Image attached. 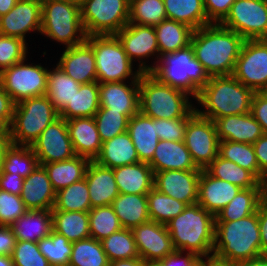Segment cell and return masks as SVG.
Instances as JSON below:
<instances>
[{
  "mask_svg": "<svg viewBox=\"0 0 267 266\" xmlns=\"http://www.w3.org/2000/svg\"><path fill=\"white\" fill-rule=\"evenodd\" d=\"M91 208L88 185L83 178L56 192L52 210L89 212Z\"/></svg>",
  "mask_w": 267,
  "mask_h": 266,
  "instance_id": "obj_41",
  "label": "cell"
},
{
  "mask_svg": "<svg viewBox=\"0 0 267 266\" xmlns=\"http://www.w3.org/2000/svg\"><path fill=\"white\" fill-rule=\"evenodd\" d=\"M150 73L161 83L185 91L195 99L210 78L195 58L191 45L162 55L153 63Z\"/></svg>",
  "mask_w": 267,
  "mask_h": 266,
  "instance_id": "obj_6",
  "label": "cell"
},
{
  "mask_svg": "<svg viewBox=\"0 0 267 266\" xmlns=\"http://www.w3.org/2000/svg\"><path fill=\"white\" fill-rule=\"evenodd\" d=\"M20 196L28 210L53 209L56 191L43 166L38 165L27 178H24Z\"/></svg>",
  "mask_w": 267,
  "mask_h": 266,
  "instance_id": "obj_23",
  "label": "cell"
},
{
  "mask_svg": "<svg viewBox=\"0 0 267 266\" xmlns=\"http://www.w3.org/2000/svg\"><path fill=\"white\" fill-rule=\"evenodd\" d=\"M220 24L245 40L261 39L267 31V1L236 0Z\"/></svg>",
  "mask_w": 267,
  "mask_h": 266,
  "instance_id": "obj_12",
  "label": "cell"
},
{
  "mask_svg": "<svg viewBox=\"0 0 267 266\" xmlns=\"http://www.w3.org/2000/svg\"><path fill=\"white\" fill-rule=\"evenodd\" d=\"M241 189L237 185L211 176L204 169L199 178L197 203L216 216Z\"/></svg>",
  "mask_w": 267,
  "mask_h": 266,
  "instance_id": "obj_22",
  "label": "cell"
},
{
  "mask_svg": "<svg viewBox=\"0 0 267 266\" xmlns=\"http://www.w3.org/2000/svg\"><path fill=\"white\" fill-rule=\"evenodd\" d=\"M88 213L90 237L96 240L101 241L122 228L111 205L93 207Z\"/></svg>",
  "mask_w": 267,
  "mask_h": 266,
  "instance_id": "obj_48",
  "label": "cell"
},
{
  "mask_svg": "<svg viewBox=\"0 0 267 266\" xmlns=\"http://www.w3.org/2000/svg\"><path fill=\"white\" fill-rule=\"evenodd\" d=\"M0 136H9V125L0 117Z\"/></svg>",
  "mask_w": 267,
  "mask_h": 266,
  "instance_id": "obj_69",
  "label": "cell"
},
{
  "mask_svg": "<svg viewBox=\"0 0 267 266\" xmlns=\"http://www.w3.org/2000/svg\"><path fill=\"white\" fill-rule=\"evenodd\" d=\"M253 95L254 91L233 75L212 76L196 98L205 110L196 109V112L212 121L224 116L250 113Z\"/></svg>",
  "mask_w": 267,
  "mask_h": 266,
  "instance_id": "obj_4",
  "label": "cell"
},
{
  "mask_svg": "<svg viewBox=\"0 0 267 266\" xmlns=\"http://www.w3.org/2000/svg\"><path fill=\"white\" fill-rule=\"evenodd\" d=\"M143 266H164L161 260H143Z\"/></svg>",
  "mask_w": 267,
  "mask_h": 266,
  "instance_id": "obj_70",
  "label": "cell"
},
{
  "mask_svg": "<svg viewBox=\"0 0 267 266\" xmlns=\"http://www.w3.org/2000/svg\"><path fill=\"white\" fill-rule=\"evenodd\" d=\"M109 266H143V259L141 257L132 259H121L109 262Z\"/></svg>",
  "mask_w": 267,
  "mask_h": 266,
  "instance_id": "obj_63",
  "label": "cell"
},
{
  "mask_svg": "<svg viewBox=\"0 0 267 266\" xmlns=\"http://www.w3.org/2000/svg\"><path fill=\"white\" fill-rule=\"evenodd\" d=\"M265 195L267 197V181H266V184H265Z\"/></svg>",
  "mask_w": 267,
  "mask_h": 266,
  "instance_id": "obj_74",
  "label": "cell"
},
{
  "mask_svg": "<svg viewBox=\"0 0 267 266\" xmlns=\"http://www.w3.org/2000/svg\"><path fill=\"white\" fill-rule=\"evenodd\" d=\"M38 165L37 157L30 146L11 144L5 152L2 170L27 178Z\"/></svg>",
  "mask_w": 267,
  "mask_h": 266,
  "instance_id": "obj_45",
  "label": "cell"
},
{
  "mask_svg": "<svg viewBox=\"0 0 267 266\" xmlns=\"http://www.w3.org/2000/svg\"><path fill=\"white\" fill-rule=\"evenodd\" d=\"M206 266H233L224 261L217 260L215 257H206Z\"/></svg>",
  "mask_w": 267,
  "mask_h": 266,
  "instance_id": "obj_67",
  "label": "cell"
},
{
  "mask_svg": "<svg viewBox=\"0 0 267 266\" xmlns=\"http://www.w3.org/2000/svg\"><path fill=\"white\" fill-rule=\"evenodd\" d=\"M94 161L111 169L140 162L128 132L103 142L100 154Z\"/></svg>",
  "mask_w": 267,
  "mask_h": 266,
  "instance_id": "obj_30",
  "label": "cell"
},
{
  "mask_svg": "<svg viewBox=\"0 0 267 266\" xmlns=\"http://www.w3.org/2000/svg\"><path fill=\"white\" fill-rule=\"evenodd\" d=\"M99 108V83L95 81L81 84L72 101L59 113V117L65 120L94 117Z\"/></svg>",
  "mask_w": 267,
  "mask_h": 266,
  "instance_id": "obj_40",
  "label": "cell"
},
{
  "mask_svg": "<svg viewBox=\"0 0 267 266\" xmlns=\"http://www.w3.org/2000/svg\"><path fill=\"white\" fill-rule=\"evenodd\" d=\"M68 134L78 156L90 160L100 154L102 140L100 138L94 117H80L66 120Z\"/></svg>",
  "mask_w": 267,
  "mask_h": 266,
  "instance_id": "obj_26",
  "label": "cell"
},
{
  "mask_svg": "<svg viewBox=\"0 0 267 266\" xmlns=\"http://www.w3.org/2000/svg\"><path fill=\"white\" fill-rule=\"evenodd\" d=\"M232 75L254 92L267 91V43L245 40Z\"/></svg>",
  "mask_w": 267,
  "mask_h": 266,
  "instance_id": "obj_13",
  "label": "cell"
},
{
  "mask_svg": "<svg viewBox=\"0 0 267 266\" xmlns=\"http://www.w3.org/2000/svg\"><path fill=\"white\" fill-rule=\"evenodd\" d=\"M262 255L258 210L236 221H215L213 257L236 264Z\"/></svg>",
  "mask_w": 267,
  "mask_h": 266,
  "instance_id": "obj_2",
  "label": "cell"
},
{
  "mask_svg": "<svg viewBox=\"0 0 267 266\" xmlns=\"http://www.w3.org/2000/svg\"><path fill=\"white\" fill-rule=\"evenodd\" d=\"M24 178L13 173L0 172V190L21 195Z\"/></svg>",
  "mask_w": 267,
  "mask_h": 266,
  "instance_id": "obj_58",
  "label": "cell"
},
{
  "mask_svg": "<svg viewBox=\"0 0 267 266\" xmlns=\"http://www.w3.org/2000/svg\"><path fill=\"white\" fill-rule=\"evenodd\" d=\"M192 266H206V260L203 257H199Z\"/></svg>",
  "mask_w": 267,
  "mask_h": 266,
  "instance_id": "obj_71",
  "label": "cell"
},
{
  "mask_svg": "<svg viewBox=\"0 0 267 266\" xmlns=\"http://www.w3.org/2000/svg\"><path fill=\"white\" fill-rule=\"evenodd\" d=\"M40 252L51 266H68L72 253V242L52 230L51 234L38 242Z\"/></svg>",
  "mask_w": 267,
  "mask_h": 266,
  "instance_id": "obj_49",
  "label": "cell"
},
{
  "mask_svg": "<svg viewBox=\"0 0 267 266\" xmlns=\"http://www.w3.org/2000/svg\"><path fill=\"white\" fill-rule=\"evenodd\" d=\"M131 230L143 260H161L175 251L166 225L149 220Z\"/></svg>",
  "mask_w": 267,
  "mask_h": 266,
  "instance_id": "obj_19",
  "label": "cell"
},
{
  "mask_svg": "<svg viewBox=\"0 0 267 266\" xmlns=\"http://www.w3.org/2000/svg\"><path fill=\"white\" fill-rule=\"evenodd\" d=\"M68 266H109L102 244L92 237L72 242Z\"/></svg>",
  "mask_w": 267,
  "mask_h": 266,
  "instance_id": "obj_43",
  "label": "cell"
},
{
  "mask_svg": "<svg viewBox=\"0 0 267 266\" xmlns=\"http://www.w3.org/2000/svg\"><path fill=\"white\" fill-rule=\"evenodd\" d=\"M175 250L173 253L168 254L164 259H161L164 266H192L199 258L196 254ZM184 256V257H183Z\"/></svg>",
  "mask_w": 267,
  "mask_h": 266,
  "instance_id": "obj_59",
  "label": "cell"
},
{
  "mask_svg": "<svg viewBox=\"0 0 267 266\" xmlns=\"http://www.w3.org/2000/svg\"><path fill=\"white\" fill-rule=\"evenodd\" d=\"M0 266H15L12 256L0 255Z\"/></svg>",
  "mask_w": 267,
  "mask_h": 266,
  "instance_id": "obj_68",
  "label": "cell"
},
{
  "mask_svg": "<svg viewBox=\"0 0 267 266\" xmlns=\"http://www.w3.org/2000/svg\"><path fill=\"white\" fill-rule=\"evenodd\" d=\"M127 132L137 151L139 161L148 163L160 141L156 130V119L139 111L129 119Z\"/></svg>",
  "mask_w": 267,
  "mask_h": 266,
  "instance_id": "obj_28",
  "label": "cell"
},
{
  "mask_svg": "<svg viewBox=\"0 0 267 266\" xmlns=\"http://www.w3.org/2000/svg\"><path fill=\"white\" fill-rule=\"evenodd\" d=\"M18 0H0V15H6L17 3Z\"/></svg>",
  "mask_w": 267,
  "mask_h": 266,
  "instance_id": "obj_66",
  "label": "cell"
},
{
  "mask_svg": "<svg viewBox=\"0 0 267 266\" xmlns=\"http://www.w3.org/2000/svg\"><path fill=\"white\" fill-rule=\"evenodd\" d=\"M25 61L14 64L0 73V83L15 103L46 93L49 70L39 64H25Z\"/></svg>",
  "mask_w": 267,
  "mask_h": 266,
  "instance_id": "obj_11",
  "label": "cell"
},
{
  "mask_svg": "<svg viewBox=\"0 0 267 266\" xmlns=\"http://www.w3.org/2000/svg\"><path fill=\"white\" fill-rule=\"evenodd\" d=\"M91 160L84 156H74L64 161L43 164L53 189L57 192L74 182L85 178L87 166Z\"/></svg>",
  "mask_w": 267,
  "mask_h": 266,
  "instance_id": "obj_33",
  "label": "cell"
},
{
  "mask_svg": "<svg viewBox=\"0 0 267 266\" xmlns=\"http://www.w3.org/2000/svg\"><path fill=\"white\" fill-rule=\"evenodd\" d=\"M12 259L15 266H51L40 252L38 243L32 241L17 240Z\"/></svg>",
  "mask_w": 267,
  "mask_h": 266,
  "instance_id": "obj_52",
  "label": "cell"
},
{
  "mask_svg": "<svg viewBox=\"0 0 267 266\" xmlns=\"http://www.w3.org/2000/svg\"><path fill=\"white\" fill-rule=\"evenodd\" d=\"M130 118L121 112H115L108 108H99L94 115V119L102 143L127 132Z\"/></svg>",
  "mask_w": 267,
  "mask_h": 266,
  "instance_id": "obj_50",
  "label": "cell"
},
{
  "mask_svg": "<svg viewBox=\"0 0 267 266\" xmlns=\"http://www.w3.org/2000/svg\"><path fill=\"white\" fill-rule=\"evenodd\" d=\"M213 122L219 141L254 144L264 134L251 113L224 116Z\"/></svg>",
  "mask_w": 267,
  "mask_h": 266,
  "instance_id": "obj_24",
  "label": "cell"
},
{
  "mask_svg": "<svg viewBox=\"0 0 267 266\" xmlns=\"http://www.w3.org/2000/svg\"><path fill=\"white\" fill-rule=\"evenodd\" d=\"M184 142L195 165L202 170L218 156L219 138L215 124L197 112L187 122Z\"/></svg>",
  "mask_w": 267,
  "mask_h": 266,
  "instance_id": "obj_14",
  "label": "cell"
},
{
  "mask_svg": "<svg viewBox=\"0 0 267 266\" xmlns=\"http://www.w3.org/2000/svg\"><path fill=\"white\" fill-rule=\"evenodd\" d=\"M185 91L161 83L150 72L139 78V111L153 119L192 117L196 106Z\"/></svg>",
  "mask_w": 267,
  "mask_h": 266,
  "instance_id": "obj_5",
  "label": "cell"
},
{
  "mask_svg": "<svg viewBox=\"0 0 267 266\" xmlns=\"http://www.w3.org/2000/svg\"><path fill=\"white\" fill-rule=\"evenodd\" d=\"M16 241L10 226L0 225V255L12 256Z\"/></svg>",
  "mask_w": 267,
  "mask_h": 266,
  "instance_id": "obj_60",
  "label": "cell"
},
{
  "mask_svg": "<svg viewBox=\"0 0 267 266\" xmlns=\"http://www.w3.org/2000/svg\"><path fill=\"white\" fill-rule=\"evenodd\" d=\"M30 147L41 166L76 156L66 120L61 117L48 125Z\"/></svg>",
  "mask_w": 267,
  "mask_h": 266,
  "instance_id": "obj_15",
  "label": "cell"
},
{
  "mask_svg": "<svg viewBox=\"0 0 267 266\" xmlns=\"http://www.w3.org/2000/svg\"><path fill=\"white\" fill-rule=\"evenodd\" d=\"M68 1L69 3H73L75 5L81 6L85 0H65Z\"/></svg>",
  "mask_w": 267,
  "mask_h": 266,
  "instance_id": "obj_72",
  "label": "cell"
},
{
  "mask_svg": "<svg viewBox=\"0 0 267 266\" xmlns=\"http://www.w3.org/2000/svg\"><path fill=\"white\" fill-rule=\"evenodd\" d=\"M245 39L220 23L193 31L190 45L209 77L232 75Z\"/></svg>",
  "mask_w": 267,
  "mask_h": 266,
  "instance_id": "obj_1",
  "label": "cell"
},
{
  "mask_svg": "<svg viewBox=\"0 0 267 266\" xmlns=\"http://www.w3.org/2000/svg\"><path fill=\"white\" fill-rule=\"evenodd\" d=\"M41 34L67 47L83 43L80 6L65 0H42Z\"/></svg>",
  "mask_w": 267,
  "mask_h": 266,
  "instance_id": "obj_8",
  "label": "cell"
},
{
  "mask_svg": "<svg viewBox=\"0 0 267 266\" xmlns=\"http://www.w3.org/2000/svg\"><path fill=\"white\" fill-rule=\"evenodd\" d=\"M213 177L230 182L242 189L265 188L251 171L244 169L236 163L223 159L219 155L205 168Z\"/></svg>",
  "mask_w": 267,
  "mask_h": 266,
  "instance_id": "obj_35",
  "label": "cell"
},
{
  "mask_svg": "<svg viewBox=\"0 0 267 266\" xmlns=\"http://www.w3.org/2000/svg\"><path fill=\"white\" fill-rule=\"evenodd\" d=\"M167 19L186 24L193 30L211 24L203 0H163Z\"/></svg>",
  "mask_w": 267,
  "mask_h": 266,
  "instance_id": "obj_37",
  "label": "cell"
},
{
  "mask_svg": "<svg viewBox=\"0 0 267 266\" xmlns=\"http://www.w3.org/2000/svg\"><path fill=\"white\" fill-rule=\"evenodd\" d=\"M250 113L261 125L263 133L267 134V91L254 92Z\"/></svg>",
  "mask_w": 267,
  "mask_h": 266,
  "instance_id": "obj_56",
  "label": "cell"
},
{
  "mask_svg": "<svg viewBox=\"0 0 267 266\" xmlns=\"http://www.w3.org/2000/svg\"><path fill=\"white\" fill-rule=\"evenodd\" d=\"M202 170H167L154 173V188L187 206L197 204Z\"/></svg>",
  "mask_w": 267,
  "mask_h": 266,
  "instance_id": "obj_18",
  "label": "cell"
},
{
  "mask_svg": "<svg viewBox=\"0 0 267 266\" xmlns=\"http://www.w3.org/2000/svg\"><path fill=\"white\" fill-rule=\"evenodd\" d=\"M12 144L10 136H0V172L2 171L5 152Z\"/></svg>",
  "mask_w": 267,
  "mask_h": 266,
  "instance_id": "obj_64",
  "label": "cell"
},
{
  "mask_svg": "<svg viewBox=\"0 0 267 266\" xmlns=\"http://www.w3.org/2000/svg\"><path fill=\"white\" fill-rule=\"evenodd\" d=\"M100 242L109 262L140 257L131 229L121 228Z\"/></svg>",
  "mask_w": 267,
  "mask_h": 266,
  "instance_id": "obj_44",
  "label": "cell"
},
{
  "mask_svg": "<svg viewBox=\"0 0 267 266\" xmlns=\"http://www.w3.org/2000/svg\"><path fill=\"white\" fill-rule=\"evenodd\" d=\"M86 41L93 48L98 83L139 80L142 72L133 71V62L116 35H91Z\"/></svg>",
  "mask_w": 267,
  "mask_h": 266,
  "instance_id": "obj_9",
  "label": "cell"
},
{
  "mask_svg": "<svg viewBox=\"0 0 267 266\" xmlns=\"http://www.w3.org/2000/svg\"><path fill=\"white\" fill-rule=\"evenodd\" d=\"M260 40L267 43V31L265 32L264 36Z\"/></svg>",
  "mask_w": 267,
  "mask_h": 266,
  "instance_id": "obj_73",
  "label": "cell"
},
{
  "mask_svg": "<svg viewBox=\"0 0 267 266\" xmlns=\"http://www.w3.org/2000/svg\"><path fill=\"white\" fill-rule=\"evenodd\" d=\"M27 211L20 195L0 190V225L11 226Z\"/></svg>",
  "mask_w": 267,
  "mask_h": 266,
  "instance_id": "obj_53",
  "label": "cell"
},
{
  "mask_svg": "<svg viewBox=\"0 0 267 266\" xmlns=\"http://www.w3.org/2000/svg\"><path fill=\"white\" fill-rule=\"evenodd\" d=\"M258 221L262 255H267V197L261 201L258 207Z\"/></svg>",
  "mask_w": 267,
  "mask_h": 266,
  "instance_id": "obj_62",
  "label": "cell"
},
{
  "mask_svg": "<svg viewBox=\"0 0 267 266\" xmlns=\"http://www.w3.org/2000/svg\"><path fill=\"white\" fill-rule=\"evenodd\" d=\"M166 227L175 250L203 258L213 256L215 216L198 203L187 206Z\"/></svg>",
  "mask_w": 267,
  "mask_h": 266,
  "instance_id": "obj_3",
  "label": "cell"
},
{
  "mask_svg": "<svg viewBox=\"0 0 267 266\" xmlns=\"http://www.w3.org/2000/svg\"><path fill=\"white\" fill-rule=\"evenodd\" d=\"M259 167V180L266 184L267 181V134H263L252 144Z\"/></svg>",
  "mask_w": 267,
  "mask_h": 266,
  "instance_id": "obj_57",
  "label": "cell"
},
{
  "mask_svg": "<svg viewBox=\"0 0 267 266\" xmlns=\"http://www.w3.org/2000/svg\"><path fill=\"white\" fill-rule=\"evenodd\" d=\"M61 55L57 65L76 82L88 84L97 81L95 55L86 40L67 47Z\"/></svg>",
  "mask_w": 267,
  "mask_h": 266,
  "instance_id": "obj_21",
  "label": "cell"
},
{
  "mask_svg": "<svg viewBox=\"0 0 267 266\" xmlns=\"http://www.w3.org/2000/svg\"><path fill=\"white\" fill-rule=\"evenodd\" d=\"M99 83L100 108H108L132 117L139 112V80Z\"/></svg>",
  "mask_w": 267,
  "mask_h": 266,
  "instance_id": "obj_20",
  "label": "cell"
},
{
  "mask_svg": "<svg viewBox=\"0 0 267 266\" xmlns=\"http://www.w3.org/2000/svg\"><path fill=\"white\" fill-rule=\"evenodd\" d=\"M150 220L166 225L171 219L181 214L187 205L177 199L152 188L147 194Z\"/></svg>",
  "mask_w": 267,
  "mask_h": 266,
  "instance_id": "obj_42",
  "label": "cell"
},
{
  "mask_svg": "<svg viewBox=\"0 0 267 266\" xmlns=\"http://www.w3.org/2000/svg\"><path fill=\"white\" fill-rule=\"evenodd\" d=\"M113 172L121 194L147 195L154 187V172L146 162L117 167Z\"/></svg>",
  "mask_w": 267,
  "mask_h": 266,
  "instance_id": "obj_29",
  "label": "cell"
},
{
  "mask_svg": "<svg viewBox=\"0 0 267 266\" xmlns=\"http://www.w3.org/2000/svg\"><path fill=\"white\" fill-rule=\"evenodd\" d=\"M80 85L56 64L52 71L49 69L45 95L60 113L72 101Z\"/></svg>",
  "mask_w": 267,
  "mask_h": 266,
  "instance_id": "obj_38",
  "label": "cell"
},
{
  "mask_svg": "<svg viewBox=\"0 0 267 266\" xmlns=\"http://www.w3.org/2000/svg\"><path fill=\"white\" fill-rule=\"evenodd\" d=\"M42 0H18L16 5L1 16L0 35L26 41V33L41 31Z\"/></svg>",
  "mask_w": 267,
  "mask_h": 266,
  "instance_id": "obj_17",
  "label": "cell"
},
{
  "mask_svg": "<svg viewBox=\"0 0 267 266\" xmlns=\"http://www.w3.org/2000/svg\"><path fill=\"white\" fill-rule=\"evenodd\" d=\"M26 44L20 38L0 35V73L26 59Z\"/></svg>",
  "mask_w": 267,
  "mask_h": 266,
  "instance_id": "obj_51",
  "label": "cell"
},
{
  "mask_svg": "<svg viewBox=\"0 0 267 266\" xmlns=\"http://www.w3.org/2000/svg\"><path fill=\"white\" fill-rule=\"evenodd\" d=\"M130 0H85L80 6L86 36L116 35L129 20Z\"/></svg>",
  "mask_w": 267,
  "mask_h": 266,
  "instance_id": "obj_10",
  "label": "cell"
},
{
  "mask_svg": "<svg viewBox=\"0 0 267 266\" xmlns=\"http://www.w3.org/2000/svg\"><path fill=\"white\" fill-rule=\"evenodd\" d=\"M207 19L210 23H221L229 14L236 0H203Z\"/></svg>",
  "mask_w": 267,
  "mask_h": 266,
  "instance_id": "obj_55",
  "label": "cell"
},
{
  "mask_svg": "<svg viewBox=\"0 0 267 266\" xmlns=\"http://www.w3.org/2000/svg\"><path fill=\"white\" fill-rule=\"evenodd\" d=\"M15 102L0 83V117L10 126L14 114Z\"/></svg>",
  "mask_w": 267,
  "mask_h": 266,
  "instance_id": "obj_61",
  "label": "cell"
},
{
  "mask_svg": "<svg viewBox=\"0 0 267 266\" xmlns=\"http://www.w3.org/2000/svg\"><path fill=\"white\" fill-rule=\"evenodd\" d=\"M165 19L163 0H130L128 23L156 27Z\"/></svg>",
  "mask_w": 267,
  "mask_h": 266,
  "instance_id": "obj_46",
  "label": "cell"
},
{
  "mask_svg": "<svg viewBox=\"0 0 267 266\" xmlns=\"http://www.w3.org/2000/svg\"><path fill=\"white\" fill-rule=\"evenodd\" d=\"M190 118L156 119V130L159 139L165 141H184L187 122Z\"/></svg>",
  "mask_w": 267,
  "mask_h": 266,
  "instance_id": "obj_54",
  "label": "cell"
},
{
  "mask_svg": "<svg viewBox=\"0 0 267 266\" xmlns=\"http://www.w3.org/2000/svg\"><path fill=\"white\" fill-rule=\"evenodd\" d=\"M148 164L154 173L167 170H202L195 165L184 141L160 140Z\"/></svg>",
  "mask_w": 267,
  "mask_h": 266,
  "instance_id": "obj_27",
  "label": "cell"
},
{
  "mask_svg": "<svg viewBox=\"0 0 267 266\" xmlns=\"http://www.w3.org/2000/svg\"><path fill=\"white\" fill-rule=\"evenodd\" d=\"M158 41L159 59L190 45L193 29L175 20L165 19L154 27Z\"/></svg>",
  "mask_w": 267,
  "mask_h": 266,
  "instance_id": "obj_36",
  "label": "cell"
},
{
  "mask_svg": "<svg viewBox=\"0 0 267 266\" xmlns=\"http://www.w3.org/2000/svg\"><path fill=\"white\" fill-rule=\"evenodd\" d=\"M266 197L265 188L241 189L238 194L215 216V221H236L257 212Z\"/></svg>",
  "mask_w": 267,
  "mask_h": 266,
  "instance_id": "obj_34",
  "label": "cell"
},
{
  "mask_svg": "<svg viewBox=\"0 0 267 266\" xmlns=\"http://www.w3.org/2000/svg\"><path fill=\"white\" fill-rule=\"evenodd\" d=\"M218 155L251 171L259 179V167L252 144L229 140L219 141Z\"/></svg>",
  "mask_w": 267,
  "mask_h": 266,
  "instance_id": "obj_47",
  "label": "cell"
},
{
  "mask_svg": "<svg viewBox=\"0 0 267 266\" xmlns=\"http://www.w3.org/2000/svg\"><path fill=\"white\" fill-rule=\"evenodd\" d=\"M58 118L59 112L46 95L16 103L9 126L12 144L31 146L43 130Z\"/></svg>",
  "mask_w": 267,
  "mask_h": 266,
  "instance_id": "obj_7",
  "label": "cell"
},
{
  "mask_svg": "<svg viewBox=\"0 0 267 266\" xmlns=\"http://www.w3.org/2000/svg\"><path fill=\"white\" fill-rule=\"evenodd\" d=\"M53 230L70 242L90 237L89 213L80 211L51 210Z\"/></svg>",
  "mask_w": 267,
  "mask_h": 266,
  "instance_id": "obj_39",
  "label": "cell"
},
{
  "mask_svg": "<svg viewBox=\"0 0 267 266\" xmlns=\"http://www.w3.org/2000/svg\"><path fill=\"white\" fill-rule=\"evenodd\" d=\"M117 38L122 43L128 58L140 60L138 69L142 73L151 72V66L146 65L144 58L156 55L159 60V49L156 32L152 26H143L128 23L117 34Z\"/></svg>",
  "mask_w": 267,
  "mask_h": 266,
  "instance_id": "obj_16",
  "label": "cell"
},
{
  "mask_svg": "<svg viewBox=\"0 0 267 266\" xmlns=\"http://www.w3.org/2000/svg\"><path fill=\"white\" fill-rule=\"evenodd\" d=\"M10 228L18 241H32L47 237L53 230L51 210H28Z\"/></svg>",
  "mask_w": 267,
  "mask_h": 266,
  "instance_id": "obj_31",
  "label": "cell"
},
{
  "mask_svg": "<svg viewBox=\"0 0 267 266\" xmlns=\"http://www.w3.org/2000/svg\"><path fill=\"white\" fill-rule=\"evenodd\" d=\"M85 179L92 208L111 205L119 195L115 175L111 168L91 160L86 169Z\"/></svg>",
  "mask_w": 267,
  "mask_h": 266,
  "instance_id": "obj_25",
  "label": "cell"
},
{
  "mask_svg": "<svg viewBox=\"0 0 267 266\" xmlns=\"http://www.w3.org/2000/svg\"><path fill=\"white\" fill-rule=\"evenodd\" d=\"M111 206L122 228L132 229L150 220L147 195L119 193Z\"/></svg>",
  "mask_w": 267,
  "mask_h": 266,
  "instance_id": "obj_32",
  "label": "cell"
},
{
  "mask_svg": "<svg viewBox=\"0 0 267 266\" xmlns=\"http://www.w3.org/2000/svg\"><path fill=\"white\" fill-rule=\"evenodd\" d=\"M233 266H267V255H261L248 261H242Z\"/></svg>",
  "mask_w": 267,
  "mask_h": 266,
  "instance_id": "obj_65",
  "label": "cell"
}]
</instances>
